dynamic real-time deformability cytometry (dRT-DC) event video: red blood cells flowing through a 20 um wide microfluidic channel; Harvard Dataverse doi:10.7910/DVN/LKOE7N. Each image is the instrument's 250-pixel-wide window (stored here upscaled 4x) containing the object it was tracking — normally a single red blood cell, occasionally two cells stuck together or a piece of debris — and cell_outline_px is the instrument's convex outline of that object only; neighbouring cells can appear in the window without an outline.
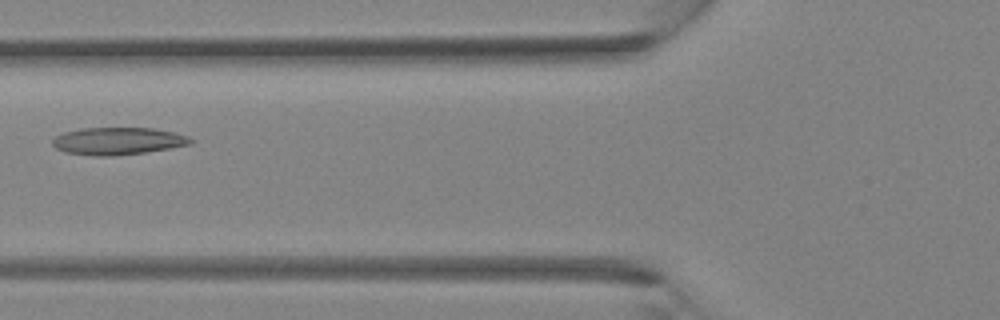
{"species": "Egyptian fruit bat (a non-hibernating species)", "species_latin": "Rousettus aegyptiacus", "temperature_condition": "room temperature", "stored_images_in_passage": 38, "camera_frame_rate_fps": 3000, "um_per_image_px": 0.085, "animal": {"sex": "female"}, "frame": {"image": 1, "passage_image": 15, "time_ms": 4.667, "image_size_px": [1000, 320], "cell_outline_px": [[192, 144], [144, 152], [116, 156], [92, 156], [64, 152], [56, 148], [52, 144], [52, 140], [56, 136], [64, 132], [80, 128], [152, 128], [172, 132], [188, 136], [192, 140]], "centroid_in_image_um": [9.97, 11.99], "position_along_channel_um": 115.8, "area_um2": 21.96}}
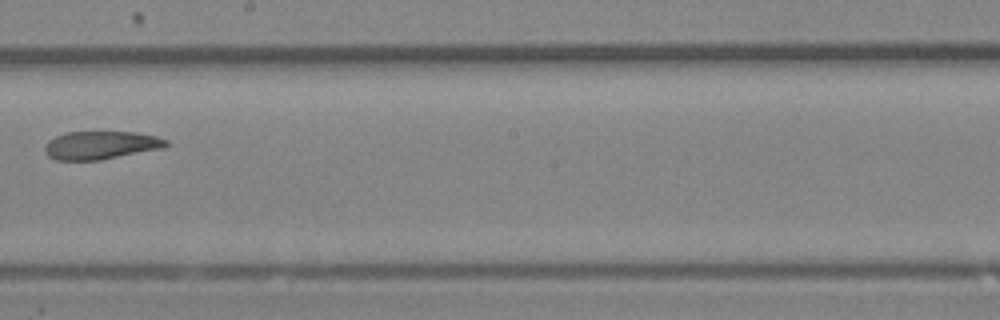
{"frame": {"image": 2, "passage_image": 22, "time_ms": 7.0, "image_size_px": [1000, 320], "cell_outline_px": [[168, 144], [164, 148], [100, 160], [56, 160], [48, 156], [44, 152], [44, 148], [48, 140], [56, 136], [68, 132], [136, 132], [156, 136], [168, 140]], "centroid_in_image_um": [8.57, 12.34], "position_along_channel_um": 239.6, "area_um2": 19.94}}
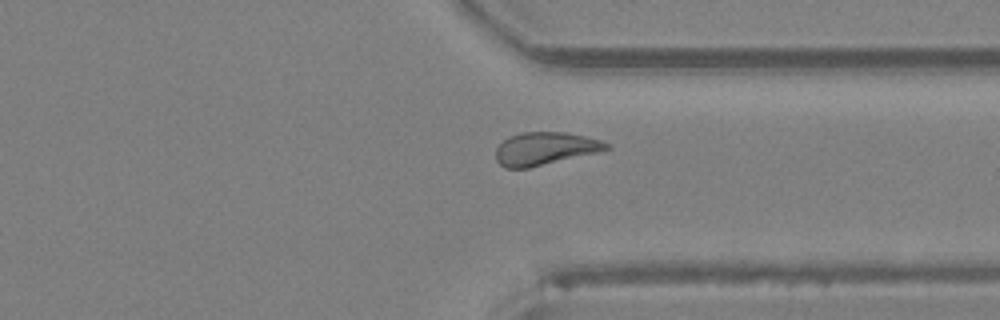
{"frame": {"image": 3, "passage_image": 29, "time_ms": 9.333, "image_size_px": [1000, 320], "cell_outline_px": [[612, 148], [600, 152], [528, 168], [504, 168], [496, 160], [496, 148], [508, 136], [524, 132], [564, 132], [584, 136], [600, 140], [608, 144]], "centroid_in_image_um": [46.33, 12.64], "position_along_channel_um": 365.1, "area_um2": 21.15}}